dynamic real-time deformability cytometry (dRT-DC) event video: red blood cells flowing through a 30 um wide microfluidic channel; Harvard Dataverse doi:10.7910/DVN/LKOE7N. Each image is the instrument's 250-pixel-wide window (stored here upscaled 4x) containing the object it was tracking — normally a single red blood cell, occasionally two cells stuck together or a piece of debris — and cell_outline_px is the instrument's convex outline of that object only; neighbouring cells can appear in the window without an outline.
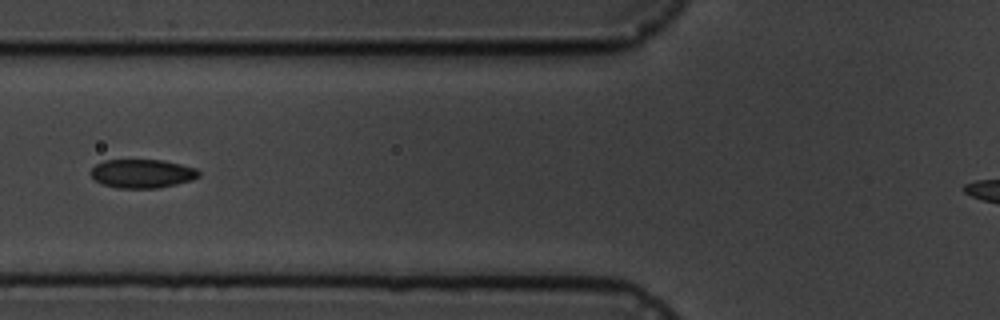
{"species": "common noctule bat (a hibernating species)", "species_latin": "Nyctalus noctula", "temperature_condition": "cold", "stored_images_in_passage": 9, "camera_frame_rate_fps": 3000, "um_per_image_px": 0.085, "animal": {"sex": "male", "body_mass_g": 19.5, "forearm_length_mm": 54.6}, "frame": {"image": 1, "passage_image": 6, "time_ms": 5.667, "image_size_px": [1000, 320], "cell_outline_px": [[200, 176], [192, 180], [176, 184], [156, 188], [116, 188], [104, 184], [96, 180], [92, 176], [92, 168], [96, 164], [104, 160], [164, 160], [196, 168], [200, 172]], "centroid_in_image_um": [12.12, 14.75], "position_along_channel_um": 113.7, "area_um2": 17.98}}
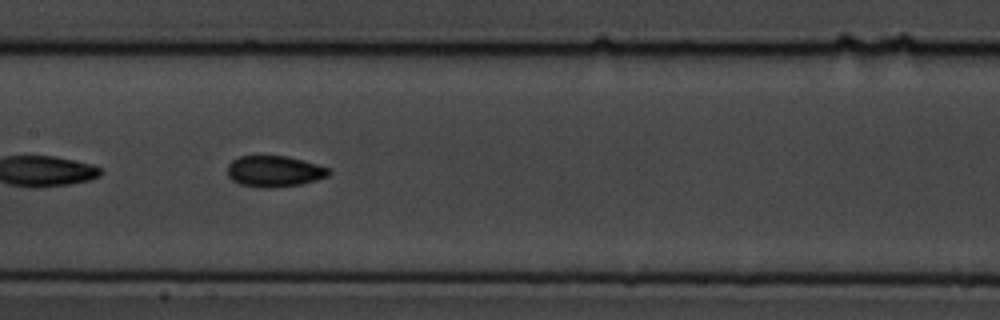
{"frame": {"image": 2, "passage_image": 8, "time_ms": 7.667, "image_size_px": [1000, 320], "cell_outline_px": [[332, 172], [328, 176], [316, 180], [300, 184], [272, 188], [260, 188], [240, 184], [232, 180], [228, 176], [228, 164], [232, 160], [240, 156], [288, 156], [304, 160], [328, 168]], "centroid_in_image_um": [23.32, 14.56], "position_along_channel_um": 184.1, "area_um2": 18.44}}
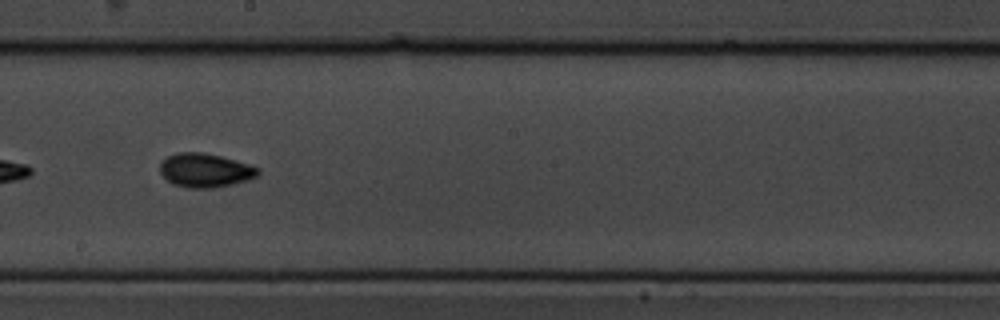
{"frame": {"image": 3, "passage_image": 9, "time_ms": 9.0, "image_size_px": [1000, 320], "cell_outline_px": [[260, 172], [256, 176], [248, 180], [232, 184], [212, 188], [188, 188], [172, 184], [160, 172], [160, 160], [176, 152], [204, 152], [220, 156], [248, 164], [260, 168]], "centroid_in_image_um": [17.41, 14.47], "position_along_channel_um": 230.8, "area_um2": 19.42}}